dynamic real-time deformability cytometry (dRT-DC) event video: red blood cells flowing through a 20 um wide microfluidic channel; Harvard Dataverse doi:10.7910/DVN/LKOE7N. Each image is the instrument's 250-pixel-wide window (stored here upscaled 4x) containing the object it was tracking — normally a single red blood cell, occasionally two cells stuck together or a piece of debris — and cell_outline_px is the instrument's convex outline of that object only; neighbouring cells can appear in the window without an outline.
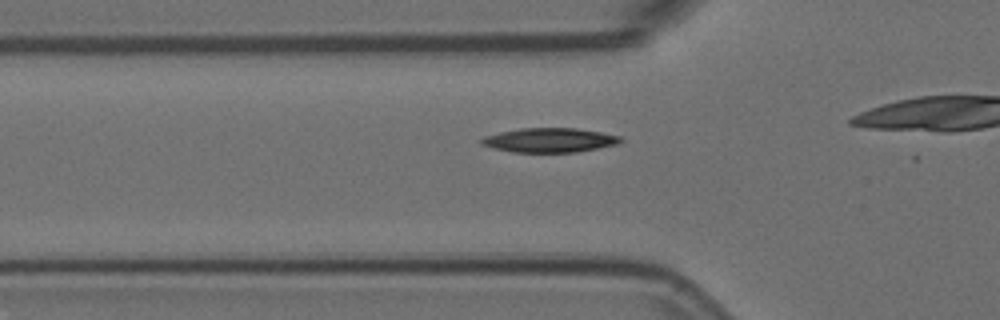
{"species": "Egyptian fruit bat (a non-hibernating species)", "species_latin": "Rousettus aegyptiacus", "temperature_condition": "room temperature", "stored_images_in_passage": 24, "camera_frame_rate_fps": 3000, "um_per_image_px": 0.085, "animal": {"sex": "female"}, "frame": {"image": 1, "passage_image": 5, "time_ms": 1.333, "image_size_px": [1000, 320], "cell_outline_px": [[624, 140], [616, 144], [576, 152], [512, 152], [492, 148], [480, 144], [480, 140], [484, 136], [500, 132], [520, 128], [576, 128], [600, 132], [620, 136]], "centroid_in_image_um": [46.67, 11.91], "position_along_channel_um": 79.1, "area_um2": 19.65}}
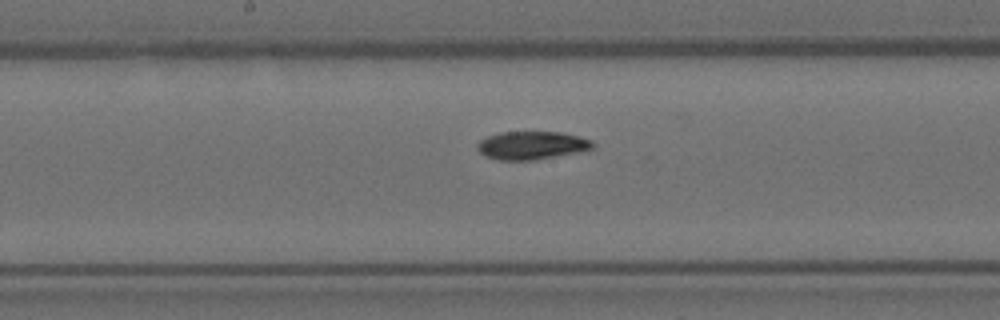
{"frame": {"image": 2, "passage_image": 15, "time_ms": 4.667, "image_size_px": [1000, 320], "cell_outline_px": [[596, 144], [592, 148], [576, 152], [536, 160], [500, 160], [484, 156], [476, 148], [476, 144], [480, 140], [488, 136], [500, 132], [560, 132], [592, 140]], "centroid_in_image_um": [45.16, 12.36], "position_along_channel_um": 203.0, "area_um2": 18.84}}
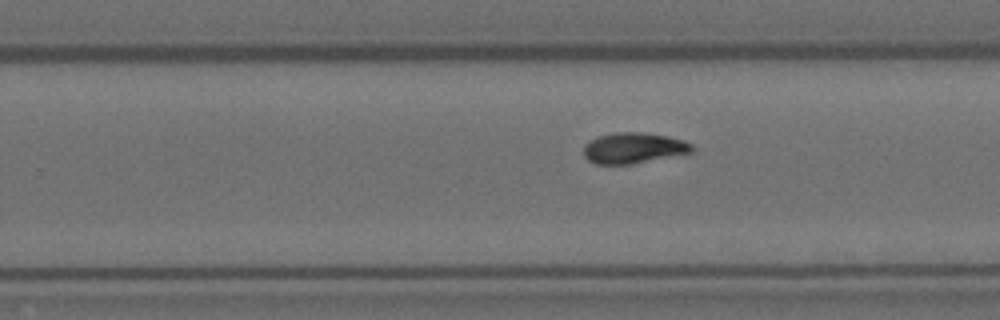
{"frame": {"image": 3, "passage_image": 21, "time_ms": 6.667, "image_size_px": [1000, 320], "cell_outline_px": [[692, 152], [632, 164], [596, 164], [588, 160], [584, 156], [584, 144], [588, 140], [612, 132], [644, 132], [668, 136], [684, 140], [692, 144]], "centroid_in_image_um": [53.82, 12.57], "position_along_channel_um": 276.0, "area_um2": 19.48}}